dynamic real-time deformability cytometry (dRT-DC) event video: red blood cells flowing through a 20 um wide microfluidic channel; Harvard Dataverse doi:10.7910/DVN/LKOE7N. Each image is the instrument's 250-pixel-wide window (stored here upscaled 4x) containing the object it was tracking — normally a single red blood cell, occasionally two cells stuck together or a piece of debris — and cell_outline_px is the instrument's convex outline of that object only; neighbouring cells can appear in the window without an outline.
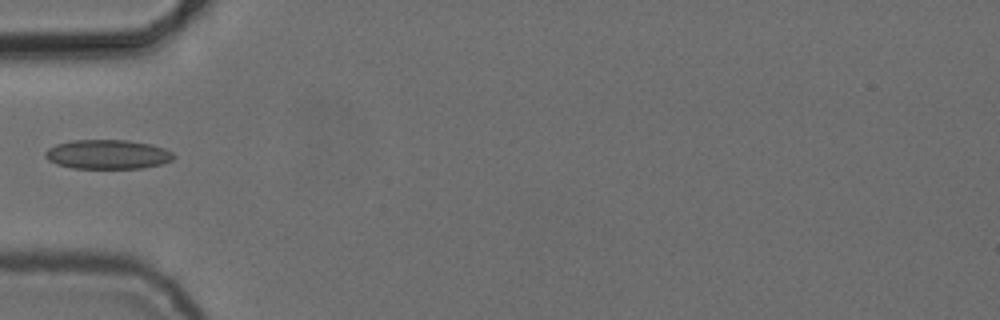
{"species": "common noctule bat (a hibernating species)", "species_latin": "Nyctalus noctula", "temperature_condition": "cold", "stored_images_in_passage": 2, "camera_frame_rate_fps": 3000, "um_per_image_px": 0.085, "animal": {"sex": "female", "body_mass_g": 24.6, "forearm_length_mm": 56.2}, "frame": {"image": 1, "passage_image": 1, "time_ms": 0.0, "image_size_px": [1000, 320], "cell_outline_px": [[176, 156], [172, 160], [160, 164], [144, 168], [72, 168], [56, 164], [48, 160], [44, 156], [44, 152], [48, 148], [56, 144], [72, 140], [128, 140], [152, 144], [164, 148], [172, 152]], "centroid_in_image_um": [9.14, 13.12], "position_along_channel_um": 75.9, "area_um2": 22.08}}
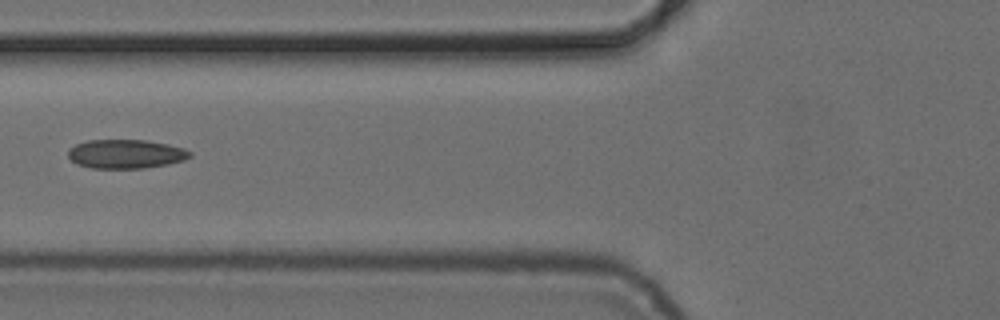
{"frame": {"image": 2, "passage_image": 2, "time_ms": 1.0, "image_size_px": [1000, 320], "cell_outline_px": [[192, 156], [184, 160], [168, 164], [144, 168], [92, 168], [76, 164], [68, 156], [68, 148], [76, 144], [88, 140], [144, 140], [168, 144], [184, 148], [192, 152]], "centroid_in_image_um": [10.7, 13.08], "position_along_channel_um": 115.1, "area_um2": 20.63}}